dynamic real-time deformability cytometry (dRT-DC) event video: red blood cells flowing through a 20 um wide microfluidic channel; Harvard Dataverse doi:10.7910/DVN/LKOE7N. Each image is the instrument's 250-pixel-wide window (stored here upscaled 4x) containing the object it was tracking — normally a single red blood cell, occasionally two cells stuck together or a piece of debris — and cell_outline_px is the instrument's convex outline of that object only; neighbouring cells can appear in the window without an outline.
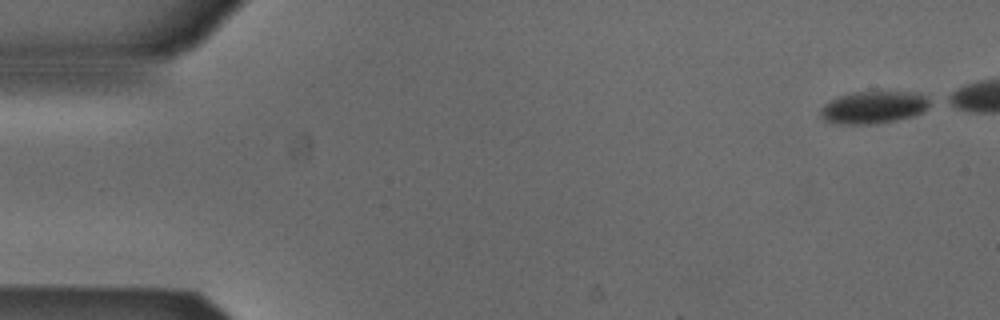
{"species": "Egyptian fruit bat (a non-hibernating species)", "species_latin": "Rousettus aegyptiacus", "temperature_condition": "cold", "stored_images_in_passage": 42, "camera_frame_rate_fps": 3000, "um_per_image_px": 0.085, "animal": {"sex": "male"}, "frame": {"image": 1, "passage_image": 1, "time_ms": 0.0, "image_size_px": [1000, 320], "cell_outline_px": [[932, 100], [928, 108], [924, 112], [912, 116], [896, 120], [876, 124], [832, 124], [824, 120], [820, 116], [820, 108], [828, 100], [852, 92], [916, 92]], "centroid_in_image_um": [74.23, 9.13], "position_along_channel_um": 10.8, "area_um2": 20.92}}
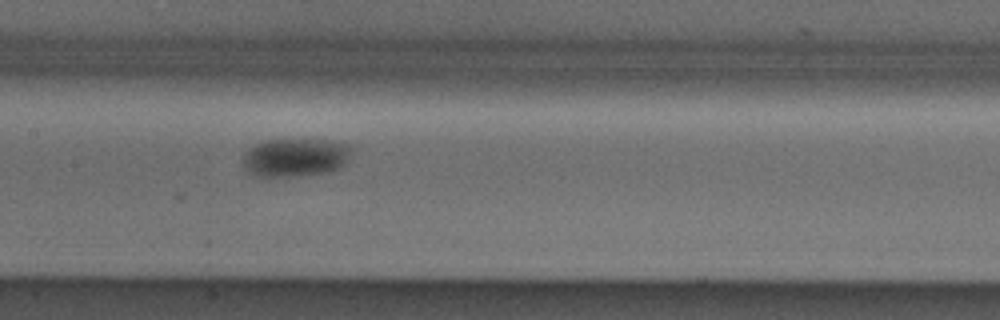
{"frame": {"image": 2, "passage_image": 24, "time_ms": 7.667, "image_size_px": [1000, 320], "cell_outline_px": [[352, 152], [348, 160], [340, 168], [328, 172], [300, 176], [260, 176], [244, 168], [244, 152], [256, 144], [264, 140], [324, 140], [348, 144], [352, 148]], "centroid_in_image_um": [25.15, 13.38], "position_along_channel_um": 182.3, "area_um2": 24.1}}
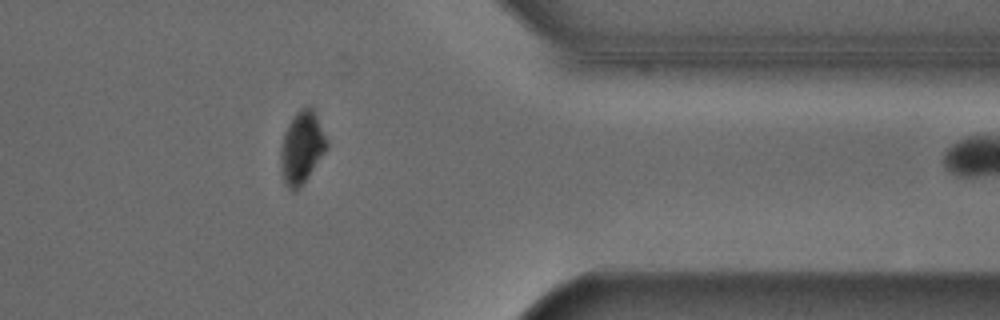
{"frame": {"image": 3, "passage_image": 41, "time_ms": 13.333, "image_size_px": [1000, 320], "cell_outline_px": [[328, 148], [300, 188], [292, 192], [284, 184], [280, 168], [280, 148], [284, 132], [292, 116], [300, 108], [308, 104], [312, 108], [328, 140]], "centroid_in_image_um": [25.63, 12.55], "position_along_channel_um": 385.8, "area_um2": 19.71}}